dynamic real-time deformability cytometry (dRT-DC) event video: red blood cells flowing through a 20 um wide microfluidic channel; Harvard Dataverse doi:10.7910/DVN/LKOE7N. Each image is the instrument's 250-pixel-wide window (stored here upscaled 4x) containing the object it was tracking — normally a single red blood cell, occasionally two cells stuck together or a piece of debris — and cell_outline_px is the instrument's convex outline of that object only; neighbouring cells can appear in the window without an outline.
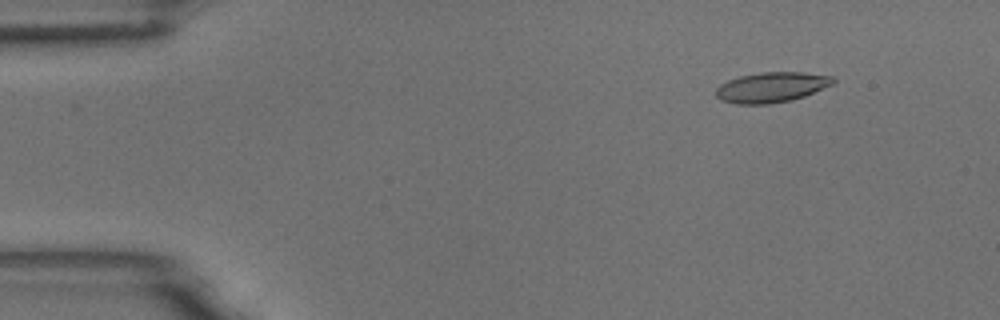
{"species": "common noctule bat (a hibernating species)", "species_latin": "Nyctalus noctula", "temperature_condition": "room temperature", "stored_images_in_passage": 4, "camera_frame_rate_fps": 3000, "um_per_image_px": 0.085, "animal": {"sex": "male", "body_mass_g": 18.8}, "frame": {"image": 1, "passage_image": 2, "time_ms": 0.333, "image_size_px": [1000, 320], "cell_outline_px": [[836, 80], [832, 84], [804, 96], [792, 100], [768, 104], [736, 104], [720, 100], [716, 96], [716, 88], [720, 84], [728, 80], [740, 76], [760, 72], [804, 72], [832, 76]], "centroid_in_image_um": [65.55, 7.41], "position_along_channel_um": 19.4, "area_um2": 20.63}}